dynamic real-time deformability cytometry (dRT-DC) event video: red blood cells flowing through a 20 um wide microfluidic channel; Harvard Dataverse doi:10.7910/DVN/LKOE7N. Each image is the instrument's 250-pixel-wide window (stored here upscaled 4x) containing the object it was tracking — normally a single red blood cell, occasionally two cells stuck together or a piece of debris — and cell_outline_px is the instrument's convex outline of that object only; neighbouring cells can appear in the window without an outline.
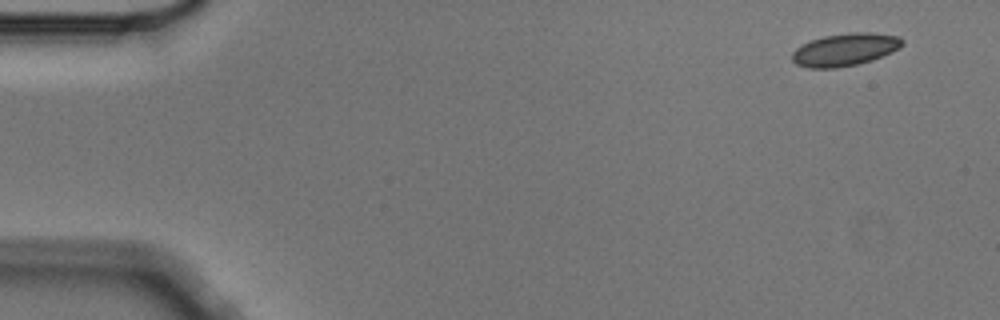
{"species": "Egyptian fruit bat (a non-hibernating species)", "species_latin": "Rousettus aegyptiacus", "temperature_condition": "cold", "stored_images_in_passage": 4, "camera_frame_rate_fps": 3000, "um_per_image_px": 0.085, "animal": {"sex": "male"}, "frame": {"image": 1, "passage_image": 1, "time_ms": 0.0, "image_size_px": [1000, 320], "cell_outline_px": [[904, 44], [900, 48], [892, 52], [872, 60], [856, 64], [836, 68], [808, 68], [796, 64], [792, 60], [792, 52], [796, 48], [812, 40], [824, 36], [848, 32], [872, 32], [900, 36], [904, 40]], "centroid_in_image_um": [71.86, 4.21], "position_along_channel_um": 13.1, "area_um2": 21.04}}
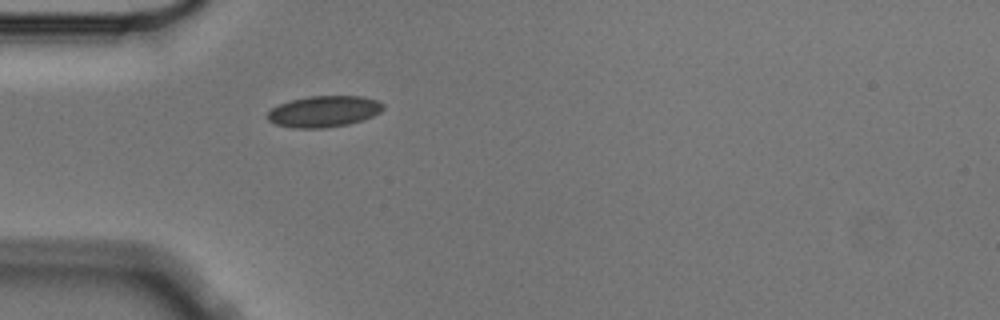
{"frame": {"image": 2, "passage_image": 4, "time_ms": 1.0, "image_size_px": [1000, 320], "cell_outline_px": [[384, 108], [380, 112], [364, 120], [348, 124], [328, 128], [292, 128], [276, 124], [268, 120], [264, 116], [272, 108], [280, 104], [292, 100], [308, 96], [364, 96], [380, 100], [384, 104]], "centroid_in_image_um": [27.55, 9.47], "position_along_channel_um": 57.4, "area_um2": 21.33}}